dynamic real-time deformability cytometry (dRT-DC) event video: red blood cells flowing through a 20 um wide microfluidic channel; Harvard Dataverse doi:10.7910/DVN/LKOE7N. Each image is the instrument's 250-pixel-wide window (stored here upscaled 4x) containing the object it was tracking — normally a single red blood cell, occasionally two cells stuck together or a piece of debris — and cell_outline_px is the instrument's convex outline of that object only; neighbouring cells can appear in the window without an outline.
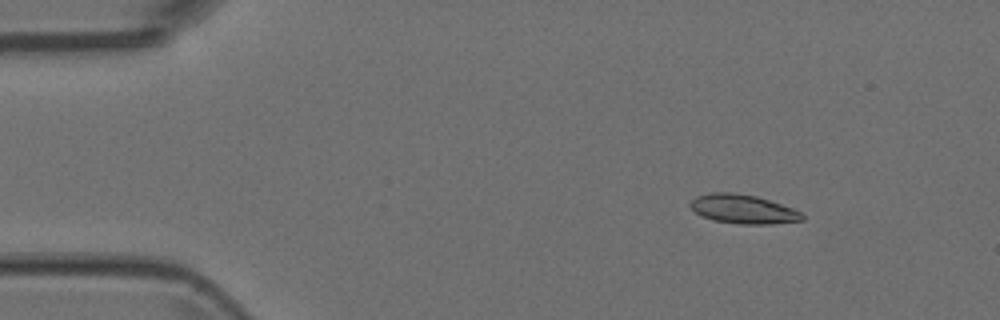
{"species": "Egyptian fruit bat (a non-hibernating species)", "species_latin": "Rousettus aegyptiacus", "temperature_condition": "room temperature", "stored_images_in_passage": 5, "camera_frame_rate_fps": 3000, "um_per_image_px": 0.085, "animal": {"sex": "female"}, "frame": {"image": 1, "passage_image": 2, "time_ms": 0.333, "image_size_px": [1000, 320], "cell_outline_px": [[804, 220], [772, 224], [740, 224], [712, 220], [696, 212], [688, 204], [696, 196], [712, 192], [732, 192], [756, 196], [792, 208], [800, 212], [804, 216]], "centroid_in_image_um": [63.15, 17.77], "position_along_channel_um": 21.8, "area_um2": 18.79}}
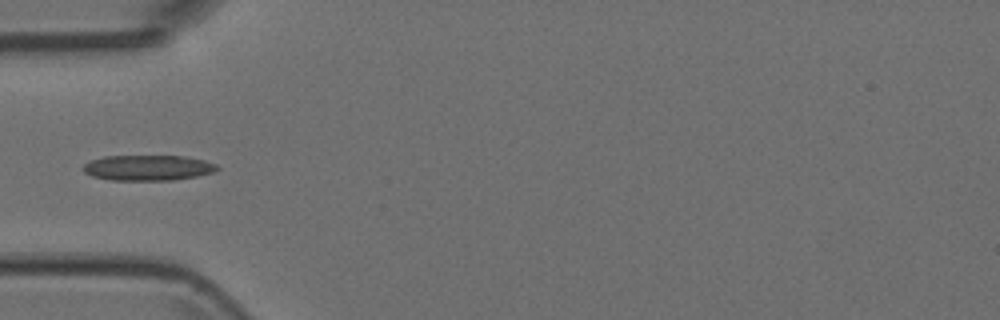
{"frame": {"image": 2, "passage_image": 4, "time_ms": 1.0, "image_size_px": [1000, 320], "cell_outline_px": [[220, 168], [216, 172], [196, 176], [172, 180], [112, 180], [92, 176], [84, 172], [84, 164], [92, 160], [104, 156], [184, 156], [204, 160], [216, 164]], "centroid_in_image_um": [12.61, 14.26], "position_along_channel_um": 72.4, "area_um2": 19.83}}
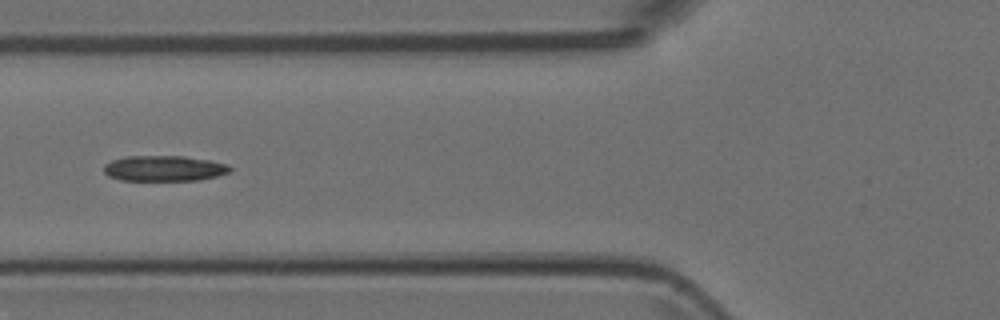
{"frame": {"image": 3, "passage_image": 5, "time_ms": 1.333, "image_size_px": [1000, 320], "cell_outline_px": [[232, 168], [228, 172], [216, 176], [200, 180], [120, 180], [108, 176], [104, 172], [104, 164], [112, 160], [124, 156], [184, 156], [208, 160], [228, 164]], "centroid_in_image_um": [13.92, 14.31], "position_along_channel_um": 111.9, "area_um2": 18.79}}